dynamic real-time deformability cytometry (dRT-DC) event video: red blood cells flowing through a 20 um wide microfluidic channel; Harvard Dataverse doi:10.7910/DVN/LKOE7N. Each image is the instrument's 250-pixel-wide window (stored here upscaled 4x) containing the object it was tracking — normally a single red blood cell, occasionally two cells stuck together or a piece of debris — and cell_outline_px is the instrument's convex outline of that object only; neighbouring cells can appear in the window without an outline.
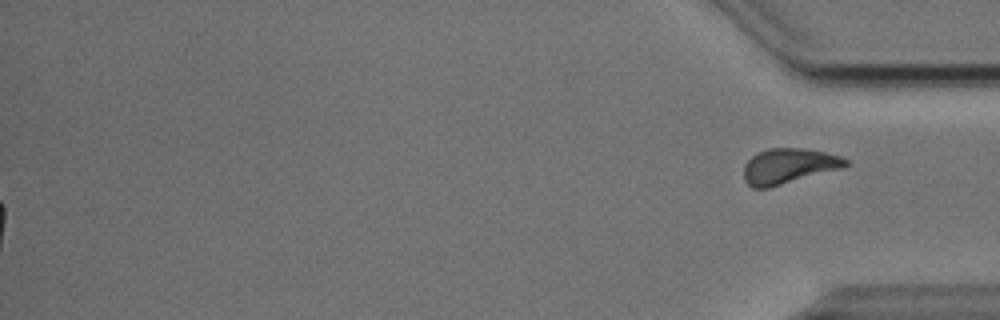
{"species": "Egyptian fruit bat (a non-hibernating species)", "species_latin": "Rousettus aegyptiacus", "temperature_condition": "cold", "stored_images_in_passage": 47, "segment_of_instrument_passage": [2, 2], "camera_frame_rate_fps": 3000, "um_per_image_px": 0.085, "animal": {"sex": "male"}, "frame": {"image": 1, "passage_image": 47, "time_ms": 15.333, "image_size_px": [1000, 320], "cell_outline_px": [[852, 164], [844, 168], [768, 188], [752, 188], [744, 180], [744, 164], [752, 156], [768, 148], [808, 148], [840, 156], [848, 160]], "centroid_in_image_um": [67.07, 14.11], "position_along_channel_um": 368.1, "area_um2": 21.15}}